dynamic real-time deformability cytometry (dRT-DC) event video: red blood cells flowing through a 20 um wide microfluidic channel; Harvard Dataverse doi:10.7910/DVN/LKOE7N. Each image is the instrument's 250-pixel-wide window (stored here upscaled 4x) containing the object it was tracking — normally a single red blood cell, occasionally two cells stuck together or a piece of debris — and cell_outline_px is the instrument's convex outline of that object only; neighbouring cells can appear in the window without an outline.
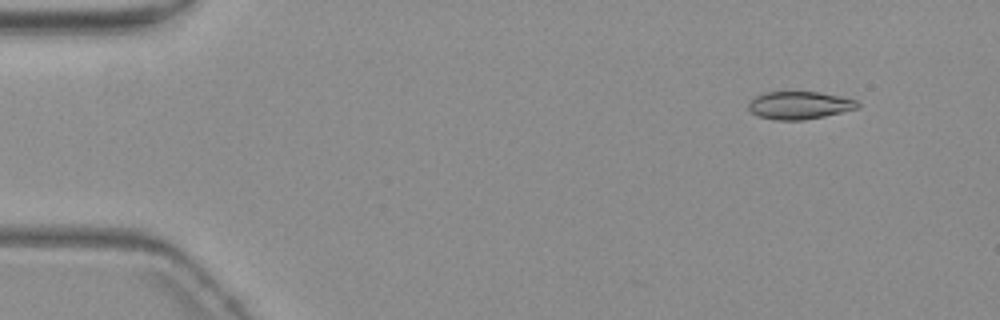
{"species": "common noctule bat (a hibernating species)", "species_latin": "Nyctalus noctula", "temperature_condition": "warm", "stored_images_in_passage": 5, "camera_frame_rate_fps": 3000, "um_per_image_px": 0.085, "animal": {"sex": "female", "body_mass_g": 19.3, "forearm_length_mm": 54.1}, "frame": {"image": 1, "passage_image": 2, "time_ms": 1.333, "image_size_px": [1000, 320], "cell_outline_px": [[860, 108], [824, 116], [804, 120], [772, 120], [756, 116], [748, 108], [748, 104], [756, 96], [764, 92], [820, 92], [840, 96], [856, 100], [860, 104]], "centroid_in_image_um": [67.95, 8.96], "position_along_channel_um": 17.0, "area_um2": 17.74}}
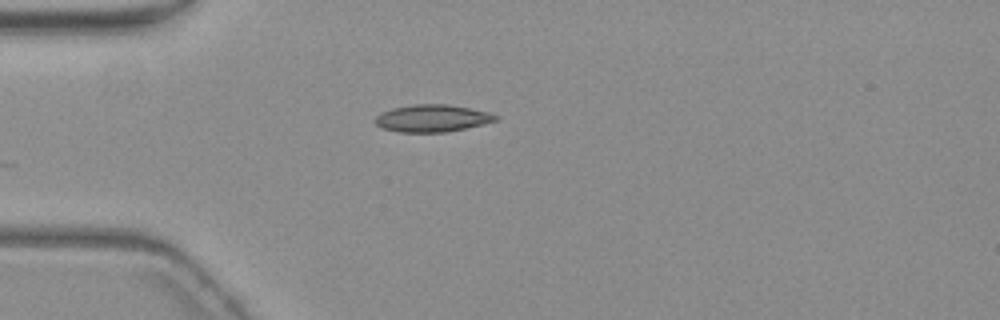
{"frame": {"image": 2, "passage_image": 5, "time_ms": 4.667, "image_size_px": [1000, 320], "cell_outline_px": [[500, 116], [496, 120], [484, 124], [444, 132], [400, 132], [380, 128], [372, 120], [380, 112], [392, 108], [412, 104], [448, 104], [488, 112]], "centroid_in_image_um": [36.68, 10.05], "position_along_channel_um": 48.3, "area_um2": 19.19}}